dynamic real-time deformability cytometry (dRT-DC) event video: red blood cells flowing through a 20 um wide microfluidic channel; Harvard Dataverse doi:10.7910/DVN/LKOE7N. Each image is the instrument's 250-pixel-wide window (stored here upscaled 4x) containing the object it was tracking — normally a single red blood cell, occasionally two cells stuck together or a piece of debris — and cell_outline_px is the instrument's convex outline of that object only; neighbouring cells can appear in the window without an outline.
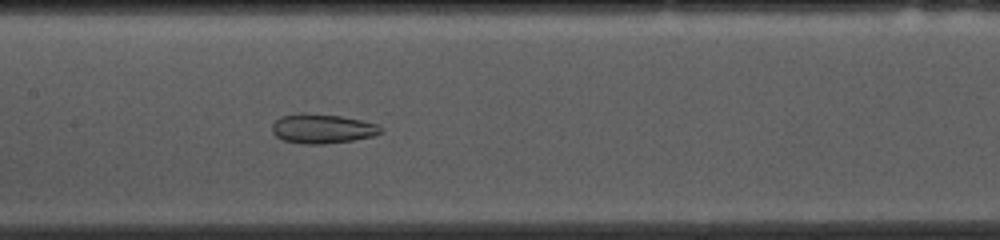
{"species": "common noctule bat (a hibernating species)", "species_latin": "Nyctalus noctula", "temperature_condition": "cold", "stored_images_in_passage": 52, "camera_frame_rate_fps": 3000, "um_per_image_px": 0.085, "animal": {"sex": "female", "body_mass_g": 10.0, "forearm_length_mm": 53.1}, "frame": {"image": 1, "passage_image": 24, "time_ms": 7.667, "image_size_px": [1000, 240], "cell_outline_px": [[384, 132], [372, 136], [352, 140], [324, 144], [304, 144], [284, 140], [276, 136], [272, 132], [272, 124], [280, 116], [300, 112], [304, 112], [340, 116], [380, 124], [384, 128]], "centroid_in_image_um": [27.41, 10.92], "position_along_channel_um": 180.0, "area_um2": 18.84}}
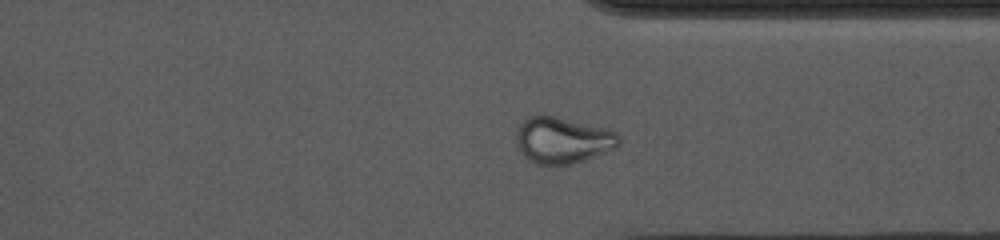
{"frame": {"image": 2, "passage_image": 39, "time_ms": 12.667, "image_size_px": [1000, 240], "cell_outline_px": [[620, 144], [616, 148], [584, 160], [572, 164], [536, 164], [528, 160], [520, 152], [516, 140], [516, 132], [520, 124], [528, 116], [556, 116], [608, 128], [616, 132], [620, 136]], "centroid_in_image_um": [47.84, 11.91], "position_along_channel_um": 363.6, "area_um2": 27.8}}
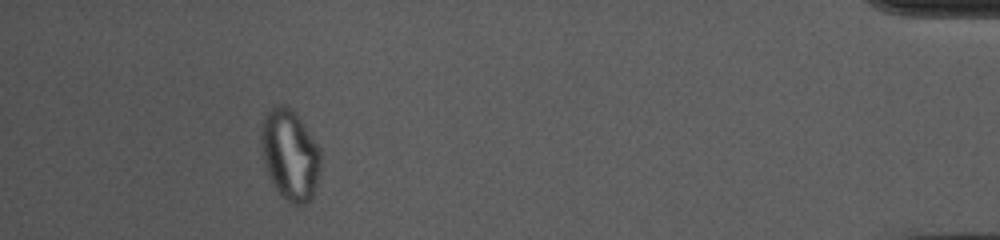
{"frame": {"image": 3, "passage_image": 48, "time_ms": 15.667, "image_size_px": [1000, 240], "cell_outline_px": [[320, 168], [316, 184], [312, 196], [304, 204], [292, 204], [284, 200], [276, 188], [268, 172], [264, 160], [260, 144], [260, 128], [264, 116], [276, 104], [288, 104], [296, 112], [320, 148]], "centroid_in_image_um": [24.64, 13.1], "position_along_channel_um": 410.6, "area_um2": 31.44}, "authors_computed_cell_mechanics": {"area_um2": 26.01, "velocity_mm_per_s": 3.7091, "shape_relaxation_time_tau1_ms": null, "shape_relaxation_time_tau2_ms": 1.5709, "deformation_change_tau1": null, "deformation_change_tau2": 0.0786}}